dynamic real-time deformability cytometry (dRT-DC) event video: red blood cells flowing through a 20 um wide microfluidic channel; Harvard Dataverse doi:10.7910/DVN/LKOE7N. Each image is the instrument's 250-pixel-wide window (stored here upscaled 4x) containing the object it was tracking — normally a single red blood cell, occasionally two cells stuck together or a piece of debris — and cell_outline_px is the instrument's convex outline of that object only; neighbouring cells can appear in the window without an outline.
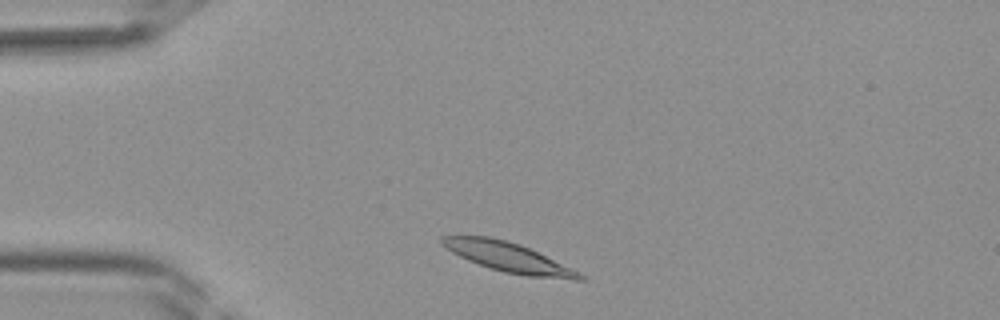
{"species": "Egyptian fruit bat (a non-hibernating species)", "species_latin": "Rousettus aegyptiacus", "temperature_condition": "room temperature", "stored_images_in_passage": 28, "camera_frame_rate_fps": 3000, "um_per_image_px": 0.085, "frame": {"image": 1, "passage_image": 2, "time_ms": 0.333, "image_size_px": [1000, 320], "cell_outline_px": [[588, 280], [572, 280], [528, 276], [504, 272], [468, 260], [452, 252], [440, 244], [440, 236], [488, 236], [520, 244], [572, 268], [588, 276]], "centroid_in_image_um": [43.26, 21.88], "position_along_channel_um": 41.7, "area_um2": 23.58}}
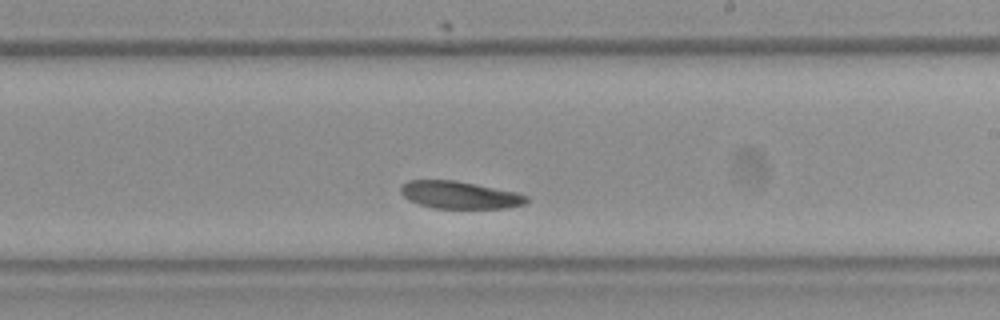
{"frame": {"image": 2, "passage_image": 17, "time_ms": 5.333, "image_size_px": [1000, 320], "cell_outline_px": [[528, 200], [524, 204], [508, 208], [432, 208], [408, 200], [400, 192], [400, 188], [408, 180], [452, 180], [476, 184], [516, 192], [528, 196]], "centroid_in_image_um": [39.07, 16.57], "position_along_channel_um": 249.9, "area_um2": 20.0}}
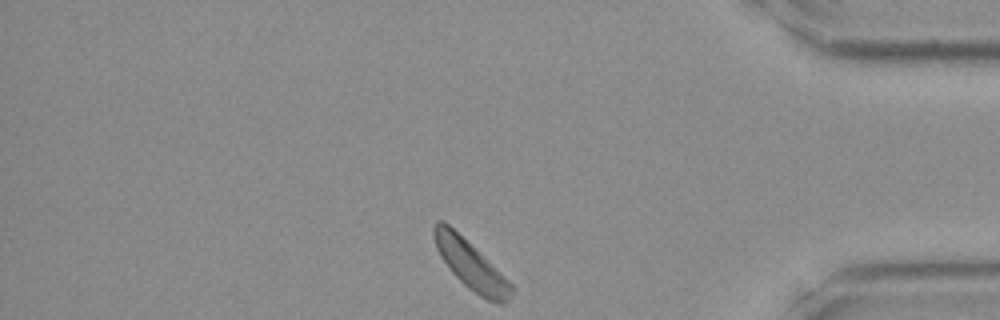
{"frame": {"image": 3, "passage_image": 28, "time_ms": 9.0, "image_size_px": [1000, 320], "cell_outline_px": [[516, 288], [512, 296], [504, 304], [500, 304], [488, 300], [480, 296], [468, 288], [452, 272], [440, 256], [436, 248], [432, 232], [432, 228], [436, 220], [444, 220], [476, 248]], "centroid_in_image_um": [40.02, 22.51], "position_along_channel_um": 395.2, "area_um2": 22.02}}